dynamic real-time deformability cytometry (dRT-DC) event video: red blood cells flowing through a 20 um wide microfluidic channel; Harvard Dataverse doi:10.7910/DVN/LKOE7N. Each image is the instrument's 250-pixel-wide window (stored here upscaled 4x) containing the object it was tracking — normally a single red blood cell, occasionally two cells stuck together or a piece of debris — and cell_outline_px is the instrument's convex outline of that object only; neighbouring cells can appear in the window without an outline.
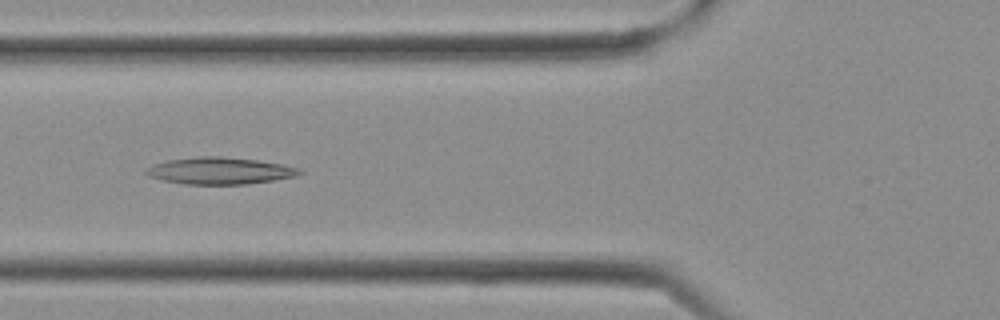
{"species": "Egyptian fruit bat (a non-hibernating species)", "species_latin": "Rousettus aegyptiacus", "temperature_condition": "cold", "stored_images_in_passage": 14, "camera_frame_rate_fps": 3000, "um_per_image_px": 0.085, "frame": {"image": 1, "passage_image": 7, "time_ms": 2.0, "image_size_px": [1000, 320], "cell_outline_px": [[304, 172], [296, 176], [272, 180], [244, 184], [184, 184], [164, 180], [148, 176], [144, 172], [144, 168], [152, 164], [168, 160], [196, 156], [220, 156], [256, 160], [280, 164], [300, 168]], "centroid_in_image_um": [18.63, 14.51], "position_along_channel_um": 107.2, "area_um2": 23.99}}
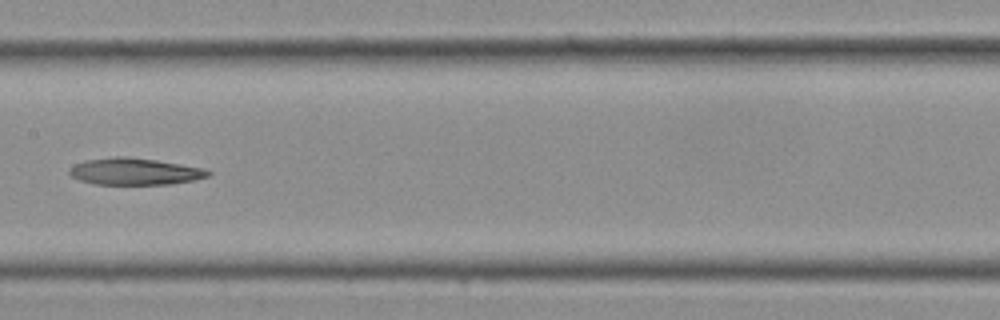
{"frame": {"image": 2, "passage_image": 11, "time_ms": 3.333, "image_size_px": [1000, 320], "cell_outline_px": [[212, 172], [208, 176], [196, 180], [168, 184], [96, 184], [80, 180], [72, 176], [68, 172], [68, 168], [84, 160], [116, 156], [128, 156], [156, 160], [204, 168]], "centroid_in_image_um": [11.45, 14.57], "position_along_channel_um": 196.0, "area_um2": 21.68}}
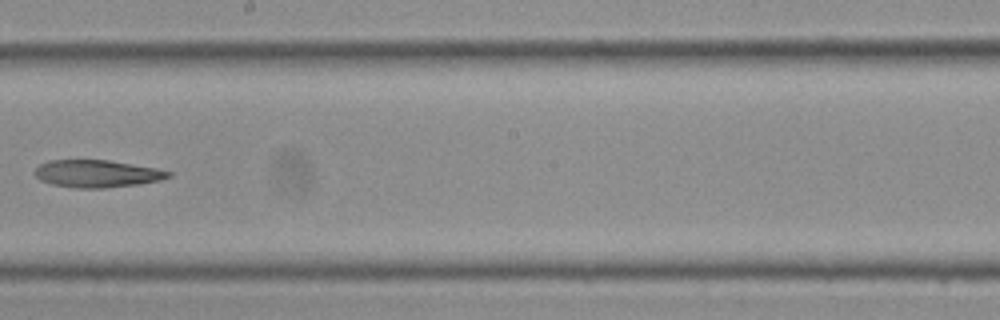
{"frame": {"image": 3, "passage_image": 13, "time_ms": 4.0, "image_size_px": [1000, 320], "cell_outline_px": [[172, 176], [160, 180], [140, 184], [104, 188], [76, 188], [52, 184], [40, 180], [32, 172], [40, 164], [48, 160], [108, 160], [156, 168], [172, 172]], "centroid_in_image_um": [8.24, 14.76], "position_along_channel_um": 240.0, "area_um2": 21.39}}